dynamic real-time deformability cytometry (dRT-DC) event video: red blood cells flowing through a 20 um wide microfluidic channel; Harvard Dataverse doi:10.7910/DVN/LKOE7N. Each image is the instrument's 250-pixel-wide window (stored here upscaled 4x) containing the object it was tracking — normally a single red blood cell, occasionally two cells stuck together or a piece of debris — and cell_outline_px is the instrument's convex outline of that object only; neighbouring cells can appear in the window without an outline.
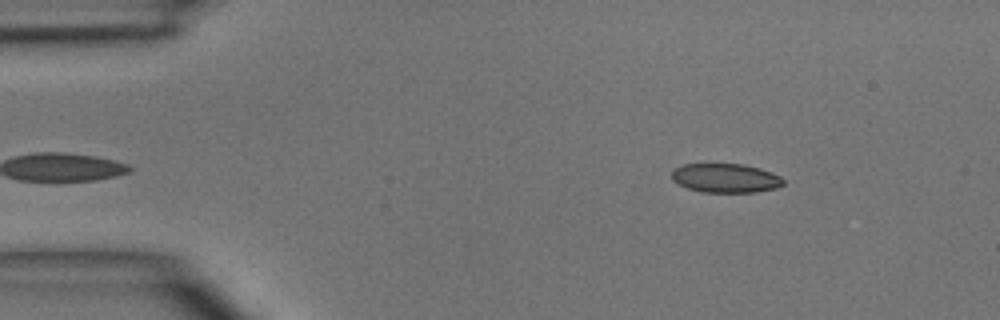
{"species": "common noctule bat (a hibernating species)", "species_latin": "Nyctalus noctula", "temperature_condition": "room temperature", "stored_images_in_passage": 5, "camera_frame_rate_fps": 3000, "um_per_image_px": 0.085, "animal": {"sex": "male", "body_mass_g": 15.6}, "frame": {"image": 1, "passage_image": 5, "time_ms": 4.667, "image_size_px": [1000, 320], "cell_outline_px": [[784, 184], [776, 188], [756, 192], [704, 192], [688, 188], [672, 180], [672, 168], [684, 164], [744, 164], [760, 168], [780, 176], [784, 180]], "centroid_in_image_um": [61.67, 15.13], "position_along_channel_um": 23.3, "area_um2": 18.9}}